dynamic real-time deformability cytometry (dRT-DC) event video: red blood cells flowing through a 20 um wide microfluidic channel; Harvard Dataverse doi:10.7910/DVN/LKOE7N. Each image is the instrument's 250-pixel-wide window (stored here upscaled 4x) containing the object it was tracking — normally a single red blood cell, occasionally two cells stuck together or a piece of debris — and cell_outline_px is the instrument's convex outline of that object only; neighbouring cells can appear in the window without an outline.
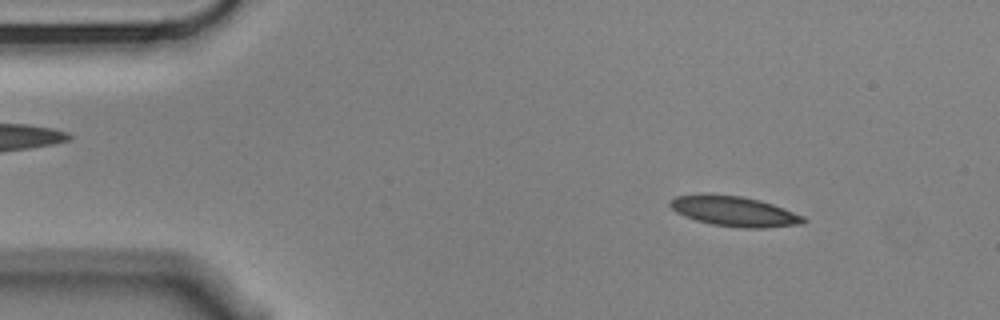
{"species": "Egyptian fruit bat (a non-hibernating species)", "species_latin": "Rousettus aegyptiacus", "temperature_condition": "cold", "stored_images_in_passage": 56, "camera_frame_rate_fps": 3000, "um_per_image_px": 0.085, "animal": {"sex": "male"}, "frame": {"image": 1, "passage_image": 6, "time_ms": 1.667, "image_size_px": [1000, 320], "cell_outline_px": [[808, 220], [804, 224], [764, 228], [744, 228], [712, 224], [696, 220], [684, 216], [676, 212], [668, 204], [676, 196], [740, 196], [760, 200], [784, 208], [804, 216]], "centroid_in_image_um": [62.51, 18.0], "position_along_channel_um": 22.5, "area_um2": 22.77}}
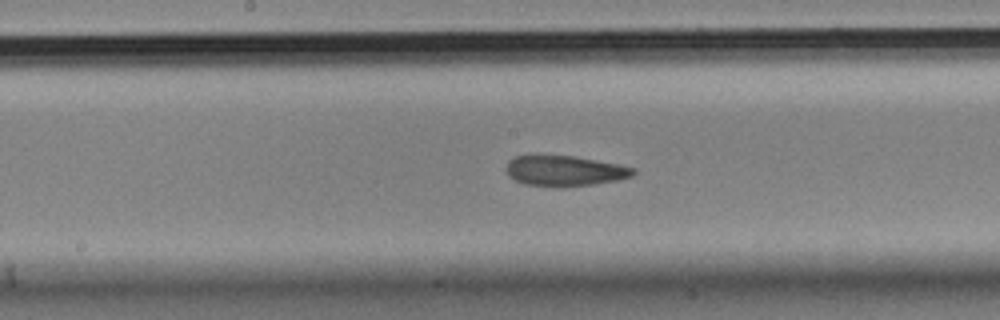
{"frame": {"image": 2, "passage_image": 27, "time_ms": 8.667, "image_size_px": [1000, 320], "cell_outline_px": [[636, 172], [632, 176], [620, 180], [592, 184], [556, 188], [524, 184], [516, 180], [508, 172], [508, 160], [516, 156], [576, 156], [620, 164], [636, 168]], "centroid_in_image_um": [48.08, 14.53], "position_along_channel_um": 200.1, "area_um2": 22.54}}
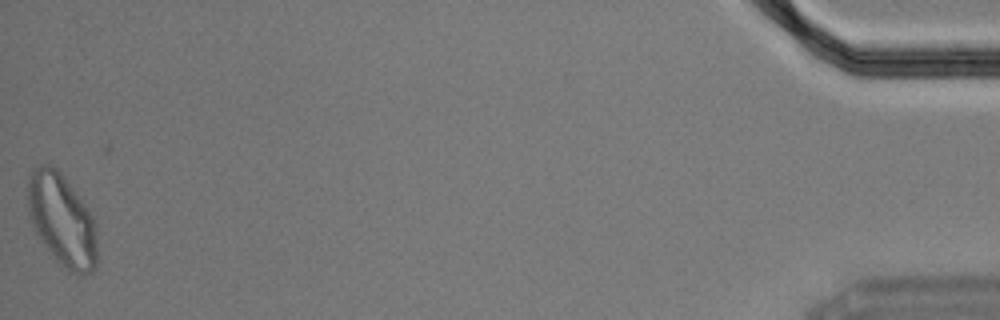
{"frame": {"image": 3, "passage_image": 55, "time_ms": 18.0, "image_size_px": [1000, 320], "cell_outline_px": [[96, 264], [92, 272], [80, 276], [68, 272], [52, 256], [36, 232], [28, 216], [28, 180], [32, 168], [40, 164], [48, 164], [56, 168], [60, 172], [84, 204], [92, 216], [96, 232]], "centroid_in_image_um": [5.24, 18.72], "position_along_channel_um": 430.0, "area_um2": 37.11}, "authors_computed_cell_mechanics": {"area_um2": 23.2356, "velocity_mm_per_s": 3.5226, "shape_relaxation_time_tau1_ms": 8.7604, "shape_relaxation_time_tau2_ms": 2.8221, "deformation_change_tau1": 0.1702, "deformation_change_tau2": 0.0902}}